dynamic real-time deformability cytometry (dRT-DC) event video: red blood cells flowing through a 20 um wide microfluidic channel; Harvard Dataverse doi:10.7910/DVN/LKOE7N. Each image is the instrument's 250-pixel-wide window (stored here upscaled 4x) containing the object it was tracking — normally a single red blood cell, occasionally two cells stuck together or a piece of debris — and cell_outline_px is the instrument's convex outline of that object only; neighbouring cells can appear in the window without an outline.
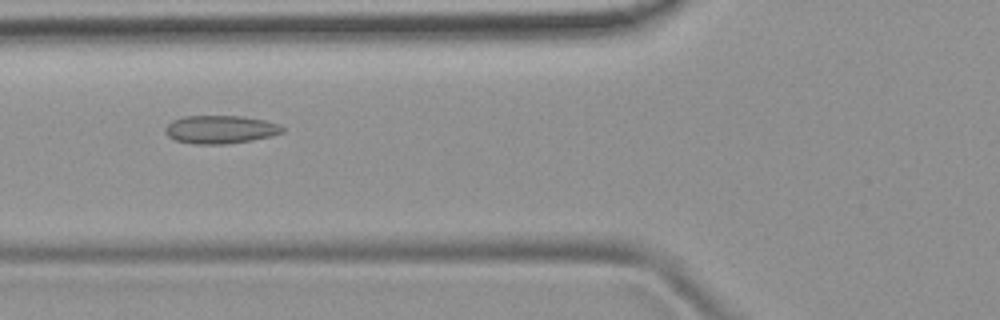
{"species": "common noctule bat (a hibernating species)", "species_latin": "Nyctalus noctula", "temperature_condition": "room temperature", "stored_images_in_passage": 41, "camera_frame_rate_fps": 3000, "um_per_image_px": 0.085, "animal": {"sex": "female", "body_mass_g": 19.9}, "frame": {"image": 1, "passage_image": 9, "time_ms": 2.667, "image_size_px": [1000, 320], "cell_outline_px": [[284, 132], [272, 136], [252, 140], [228, 144], [192, 144], [176, 140], [168, 136], [164, 132], [164, 128], [172, 120], [184, 116], [244, 116], [264, 120], [280, 124], [284, 128]], "centroid_in_image_um": [18.74, 11.0], "position_along_channel_um": 107.1, "area_um2": 19.42}}
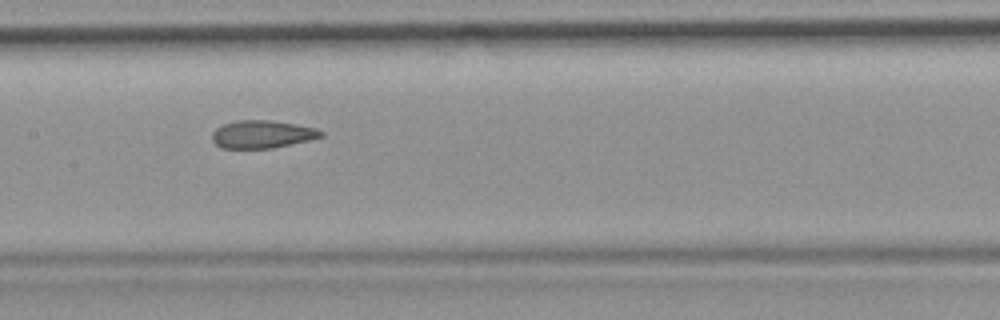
{"frame": {"image": 2, "passage_image": 15, "time_ms": 4.667, "image_size_px": [1000, 320], "cell_outline_px": [[324, 136], [308, 140], [272, 148], [220, 148], [212, 140], [212, 132], [216, 128], [224, 124], [236, 120], [268, 120], [296, 124], [316, 128], [324, 132]], "centroid_in_image_um": [22.27, 11.41], "position_along_channel_um": 185.1, "area_um2": 17.57}}
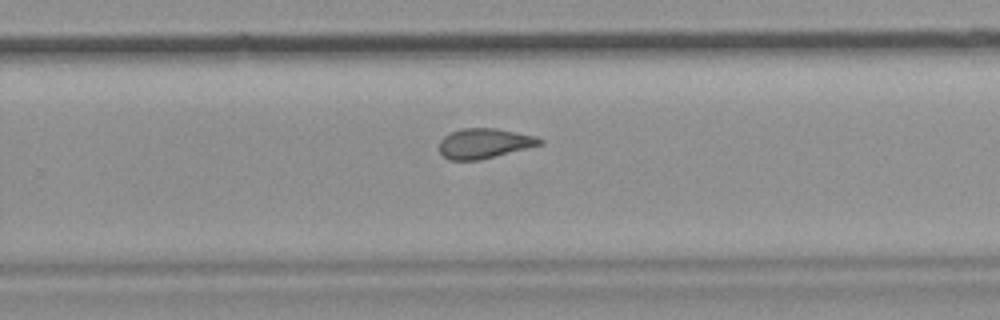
{"frame": {"image": 3, "passage_image": 23, "time_ms": 7.333, "image_size_px": [1000, 320], "cell_outline_px": [[544, 144], [480, 160], [448, 160], [440, 152], [440, 140], [444, 136], [452, 132], [464, 128], [496, 128], [536, 136], [544, 140]], "centroid_in_image_um": [41.19, 12.19], "position_along_channel_um": 288.6, "area_um2": 17.57}, "authors_computed_cell_mechanics": {"area_um2": 18.1492, "velocity_mm_per_s": 3.9035, "shape_relaxation_time_tau1_ms": null, "shape_relaxation_time_tau2_ms": 2.2052, "deformation_change_tau1": null, "deformation_change_tau2": 0.0826}}